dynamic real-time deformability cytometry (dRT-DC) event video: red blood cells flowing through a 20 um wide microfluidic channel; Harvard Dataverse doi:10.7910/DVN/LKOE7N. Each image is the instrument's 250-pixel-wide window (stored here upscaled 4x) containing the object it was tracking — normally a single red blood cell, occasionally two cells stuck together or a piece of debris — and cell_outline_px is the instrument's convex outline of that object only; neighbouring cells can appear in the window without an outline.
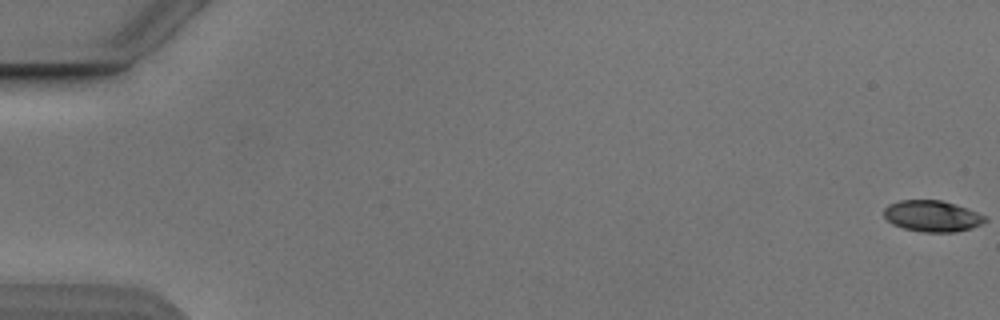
{"species": "Egyptian fruit bat (a non-hibernating species)", "species_latin": "Rousettus aegyptiacus", "temperature_condition": "cold", "stored_images_in_passage": 54, "camera_frame_rate_fps": 3000, "um_per_image_px": 0.085, "animal": {"sex": "male"}, "frame": {"image": 1, "passage_image": 1, "time_ms": 0.0, "image_size_px": [1000, 320], "cell_outline_px": [[984, 220], [968, 228], [952, 232], [928, 232], [904, 228], [888, 220], [884, 216], [884, 208], [892, 204], [904, 200], [940, 200], [964, 208], [984, 216]], "centroid_in_image_um": [79.16, 18.36], "position_along_channel_um": 5.8, "area_um2": 17.34}}
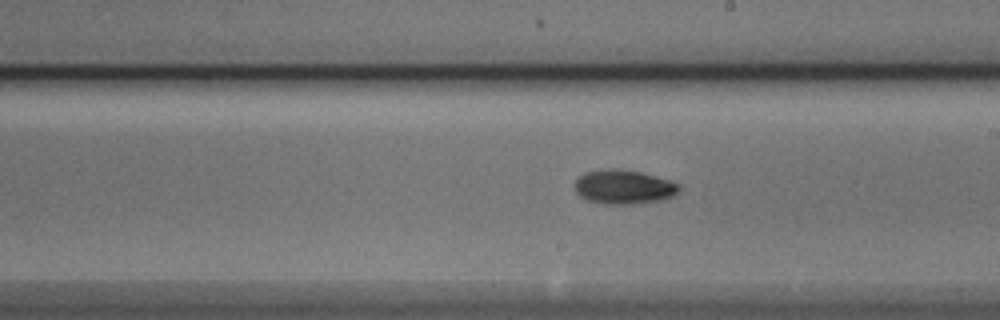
{"frame": {"image": 2, "passage_image": 32, "time_ms": 10.333, "image_size_px": [1000, 320], "cell_outline_px": [[680, 188], [676, 192], [668, 196], [656, 200], [588, 200], [576, 192], [576, 180], [580, 176], [588, 172], [636, 172], [652, 176], [676, 184]], "centroid_in_image_um": [52.98, 15.86], "position_along_channel_um": 236.0, "area_um2": 17.57}}
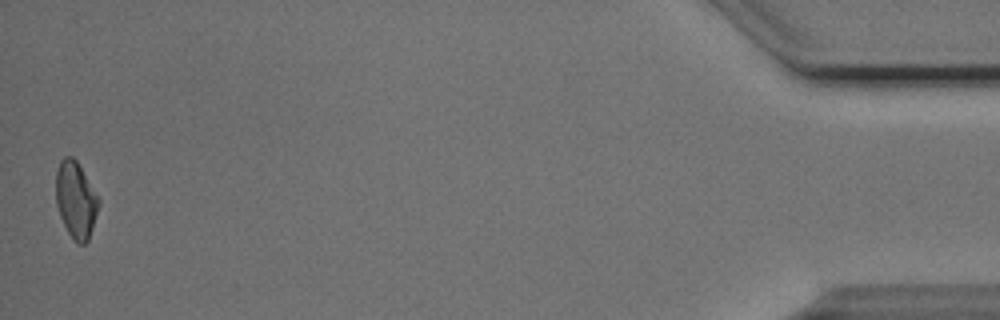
{"frame": {"image": 3, "passage_image": 54, "time_ms": 17.667, "image_size_px": [1000, 320], "cell_outline_px": [[100, 200], [88, 240], [84, 244], [80, 244], [68, 232], [60, 216], [56, 204], [56, 172], [60, 160], [64, 156], [72, 156], [76, 160]], "centroid_in_image_um": [6.42, 16.95], "position_along_channel_um": 428.8, "area_um2": 18.61}, "authors_computed_cell_mechanics": {"area_um2": 18.0336, "velocity_mm_per_s": 3.8754, "shape_relaxation_time_tau1_ms": 3.7173, "shape_relaxation_time_tau2_ms": null, "deformation_change_tau1": 0.1415, "deformation_change_tau2": null}}